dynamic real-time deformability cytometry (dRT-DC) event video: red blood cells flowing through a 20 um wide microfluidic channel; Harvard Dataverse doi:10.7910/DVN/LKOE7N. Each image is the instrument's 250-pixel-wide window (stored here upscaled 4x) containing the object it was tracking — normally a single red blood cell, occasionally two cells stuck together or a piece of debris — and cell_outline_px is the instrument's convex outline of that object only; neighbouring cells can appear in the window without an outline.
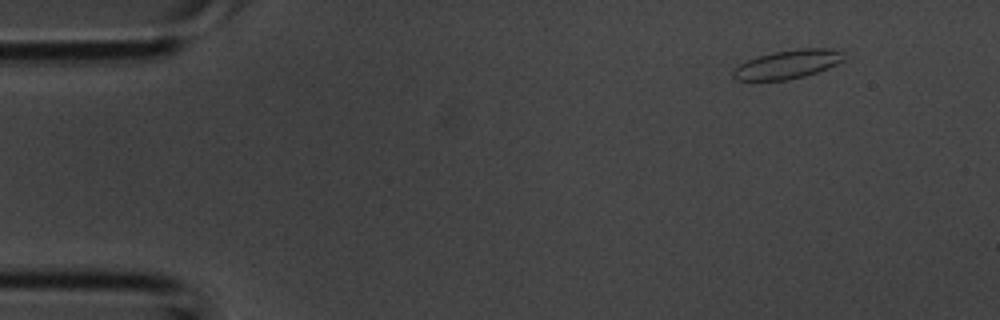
{"species": "common noctule bat (a hibernating species)", "species_latin": "Nyctalus noctula", "temperature_condition": "room temperature", "stored_images_in_passage": 3, "camera_frame_rate_fps": 3000, "um_per_image_px": 0.085, "animal": {"sex": "male", "body_mass_g": 20.1, "forearm_length_mm": 53.5}, "frame": {"image": 1, "passage_image": 1, "time_ms": 0.0, "image_size_px": [1000, 320], "cell_outline_px": [[844, 60], [828, 68], [804, 76], [784, 80], [736, 80], [732, 76], [732, 72], [740, 64], [756, 56], [772, 52], [796, 48], [832, 48], [840, 52]], "centroid_in_image_um": [66.92, 5.45], "position_along_channel_um": 18.1, "area_um2": 18.38}}
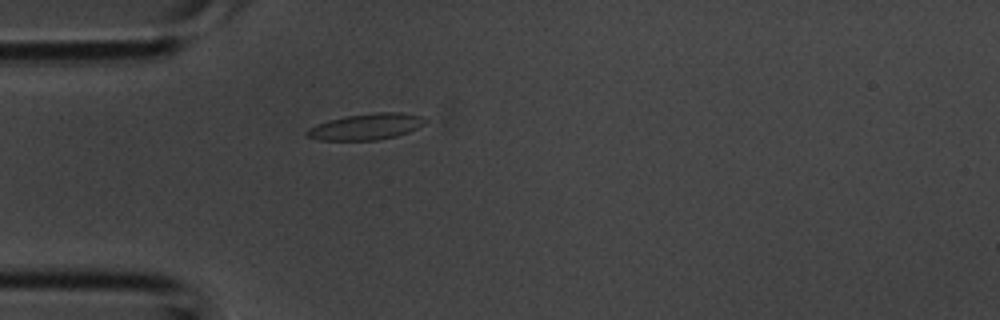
{"frame": {"image": 2, "passage_image": 3, "time_ms": 0.667, "image_size_px": [1000, 320], "cell_outline_px": [[428, 120], [424, 124], [408, 132], [396, 136], [376, 140], [320, 140], [308, 136], [304, 132], [308, 128], [328, 120], [344, 116], [376, 112], [400, 112], [420, 116]], "centroid_in_image_um": [31.12, 10.76], "position_along_channel_um": 53.9, "area_um2": 17.98}}